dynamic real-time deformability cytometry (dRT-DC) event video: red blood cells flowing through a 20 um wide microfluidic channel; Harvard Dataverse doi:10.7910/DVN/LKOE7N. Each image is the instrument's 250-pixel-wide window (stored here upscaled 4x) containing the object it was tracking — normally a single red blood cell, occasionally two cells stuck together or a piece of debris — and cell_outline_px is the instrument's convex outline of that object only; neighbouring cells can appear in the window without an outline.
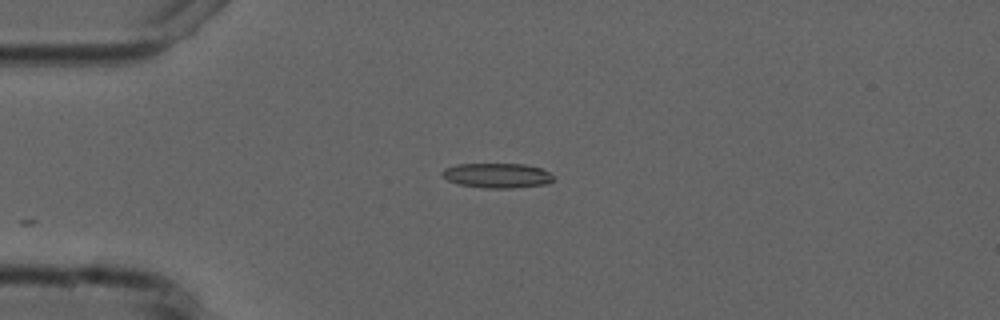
{"species": "common noctule bat (a hibernating species)", "species_latin": "Nyctalus noctula", "temperature_condition": "cold", "stored_images_in_passage": 4, "camera_frame_rate_fps": 3000, "um_per_image_px": 0.085, "animal": {"sex": "male", "forearm_length_mm": 52.5}, "frame": {"image": 1, "passage_image": 4, "time_ms": 4.333, "image_size_px": [1000, 320], "cell_outline_px": [[552, 180], [548, 184], [512, 188], [484, 188], [460, 184], [448, 180], [440, 172], [444, 168], [456, 164], [524, 164], [540, 168], [548, 172], [552, 176]], "centroid_in_image_um": [42.24, 14.91], "position_along_channel_um": 42.8, "area_um2": 15.95}}